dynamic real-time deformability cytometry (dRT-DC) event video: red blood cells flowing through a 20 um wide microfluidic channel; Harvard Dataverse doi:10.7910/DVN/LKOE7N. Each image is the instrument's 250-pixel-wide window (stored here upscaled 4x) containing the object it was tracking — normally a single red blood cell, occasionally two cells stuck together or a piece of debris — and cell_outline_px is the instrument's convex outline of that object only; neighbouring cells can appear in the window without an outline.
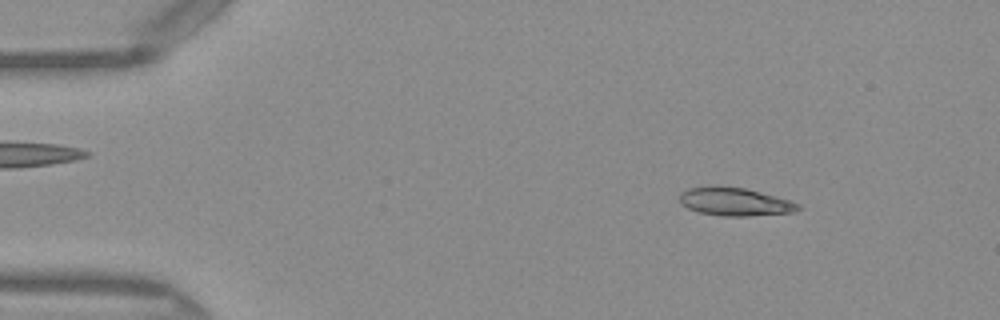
{"species": "Egyptian fruit bat (a non-hibernating species)", "species_latin": "Rousettus aegyptiacus", "temperature_condition": "warm", "stored_images_in_passage": 49, "camera_frame_rate_fps": 3000, "um_per_image_px": 0.085, "frame": {"image": 1, "passage_image": 6, "time_ms": 1.667, "image_size_px": [1000, 320], "cell_outline_px": [[804, 208], [792, 212], [748, 216], [724, 216], [700, 212], [688, 208], [680, 204], [680, 192], [688, 188], [716, 184], [744, 188], [788, 200], [800, 204]], "centroid_in_image_um": [62.42, 17.13], "position_along_channel_um": 22.6, "area_um2": 19.54}}
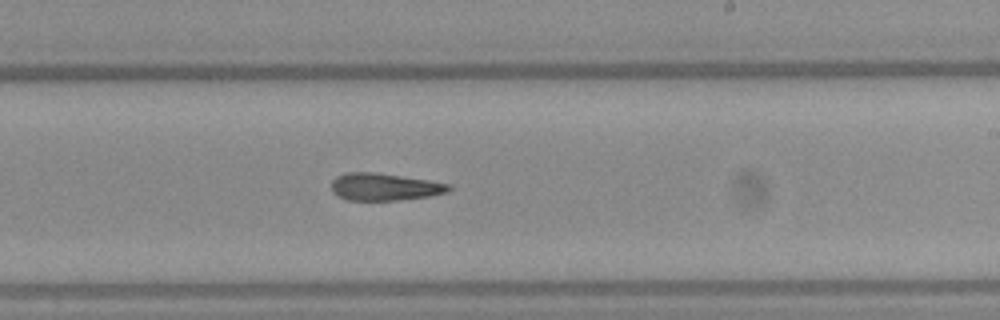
{"frame": {"image": 2, "passage_image": 29, "time_ms": 9.333, "image_size_px": [1000, 320], "cell_outline_px": [[452, 188], [448, 192], [428, 196], [396, 200], [348, 200], [336, 196], [332, 192], [332, 180], [336, 176], [344, 172], [376, 172], [428, 180], [448, 184]], "centroid_in_image_um": [32.62, 15.87], "position_along_channel_um": 256.4, "area_um2": 18.67}}
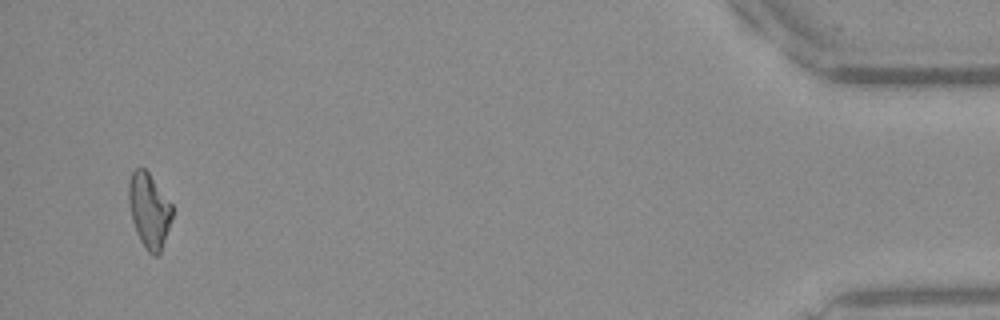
{"frame": {"image": 3, "passage_image": 47, "time_ms": 15.333, "image_size_px": [1000, 320], "cell_outline_px": [[172, 220], [160, 252], [156, 256], [152, 256], [148, 252], [140, 240], [136, 232], [132, 220], [128, 200], [128, 184], [132, 172], [136, 168], [144, 168], [148, 172], [172, 204]], "centroid_in_image_um": [12.67, 17.89], "position_along_channel_um": 422.5, "area_um2": 18.9}, "authors_computed_cell_mechanics": {"area_um2": 19.363, "velocity_mm_per_s": 4.1013, "shape_relaxation_time_tau1_ms": null, "shape_relaxation_time_tau2_ms": 5.718, "deformation_change_tau1": null, "deformation_change_tau2": 0.1712}}